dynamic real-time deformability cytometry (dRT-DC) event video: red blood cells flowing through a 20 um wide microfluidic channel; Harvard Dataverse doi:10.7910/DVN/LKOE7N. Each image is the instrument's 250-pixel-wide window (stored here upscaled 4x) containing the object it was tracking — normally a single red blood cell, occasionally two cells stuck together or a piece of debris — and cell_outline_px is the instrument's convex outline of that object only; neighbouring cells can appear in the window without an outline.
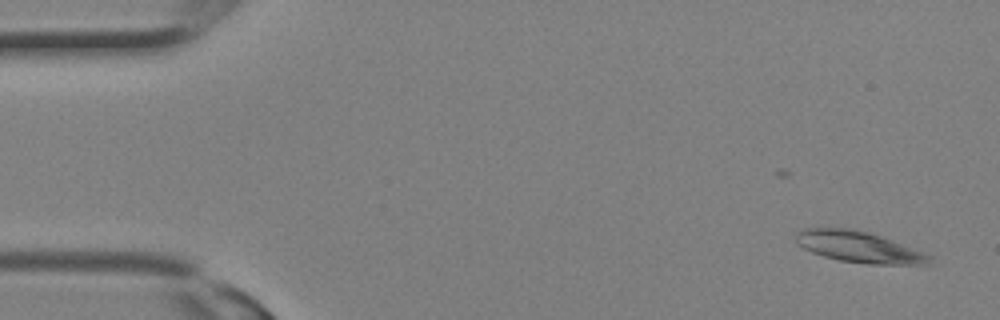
{"species": "Egyptian fruit bat (a non-hibernating species)", "species_latin": "Rousettus aegyptiacus", "temperature_condition": "room temperature", "stored_images_in_passage": 16, "camera_frame_rate_fps": 3000, "um_per_image_px": 0.085, "animal": {"sex": "female"}, "frame": {"image": 1, "passage_image": 1, "time_ms": 0.0, "image_size_px": [1000, 320], "cell_outline_px": [[932, 256], [924, 264], [868, 264], [840, 260], [824, 256], [812, 252], [796, 244], [796, 232], [804, 228], [852, 228], [868, 232], [880, 236], [924, 252]], "centroid_in_image_um": [72.94, 20.98], "position_along_channel_um": 12.1, "area_um2": 23.87}}
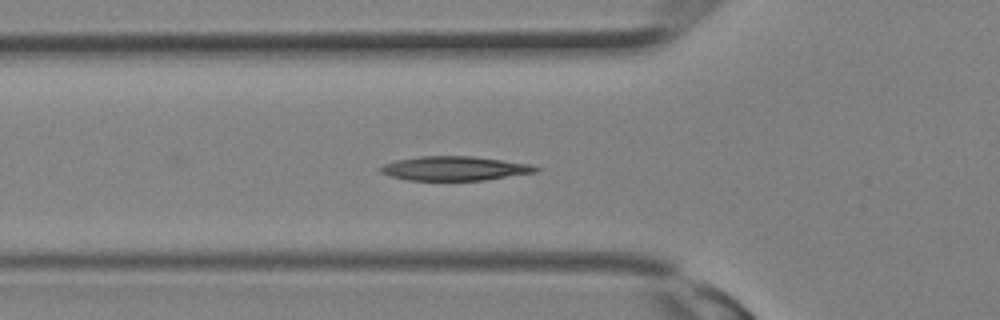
{"frame": {"image": 2, "passage_image": 10, "time_ms": 3.0, "image_size_px": [1000, 320], "cell_outline_px": [[540, 168], [536, 172], [484, 180], [408, 180], [392, 176], [380, 172], [380, 168], [384, 164], [396, 160], [420, 156], [472, 156], [532, 164]], "centroid_in_image_um": [38.66, 14.31], "position_along_channel_um": 87.1, "area_um2": 21.73}}
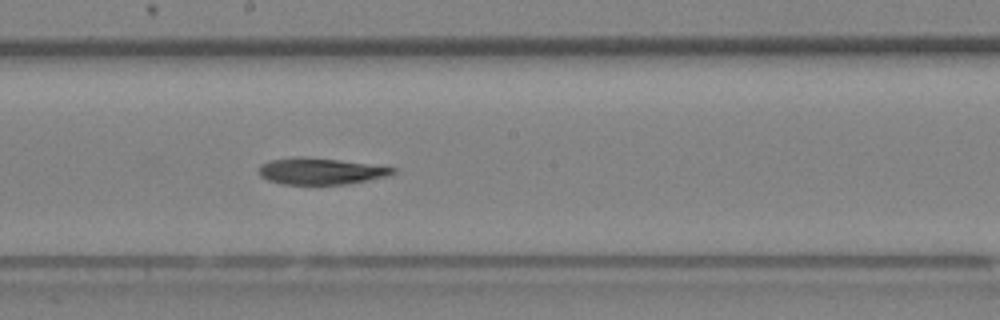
{"frame": {"image": 3, "passage_image": 16, "time_ms": 5.0, "image_size_px": [1000, 320], "cell_outline_px": [[396, 172], [388, 176], [348, 184], [284, 184], [268, 180], [260, 176], [256, 168], [260, 164], [268, 160], [296, 156], [304, 156], [340, 160], [396, 168]], "centroid_in_image_um": [27.19, 14.54], "position_along_channel_um": 221.0, "area_um2": 20.87}}